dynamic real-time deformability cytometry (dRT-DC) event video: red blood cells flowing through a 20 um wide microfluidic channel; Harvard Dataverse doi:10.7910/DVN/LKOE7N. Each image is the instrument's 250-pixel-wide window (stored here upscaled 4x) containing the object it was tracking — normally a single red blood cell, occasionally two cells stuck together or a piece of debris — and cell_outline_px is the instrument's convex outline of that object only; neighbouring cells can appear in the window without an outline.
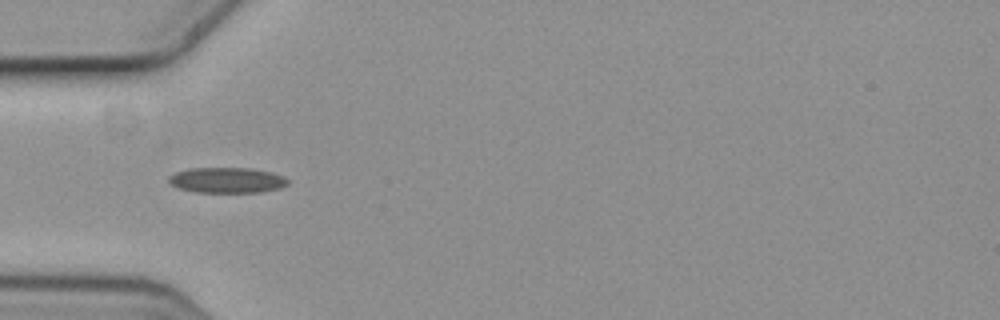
{"species": "common noctule bat (a hibernating species)", "species_latin": "Nyctalus noctula", "temperature_condition": "cold", "stored_images_in_passage": 8, "camera_frame_rate_fps": 3000, "um_per_image_px": 0.085, "animal": {"sex": "female", "body_mass_g": 19.3, "forearm_length_mm": 54.1}, "frame": {"image": 1, "passage_image": 5, "time_ms": 1.333, "image_size_px": [1000, 320], "cell_outline_px": [[288, 184], [280, 188], [264, 192], [196, 192], [180, 188], [172, 184], [168, 180], [168, 176], [176, 172], [192, 168], [252, 168], [272, 172], [284, 176], [288, 180]], "centroid_in_image_um": [19.34, 15.31], "position_along_channel_um": 65.7, "area_um2": 17.69}}
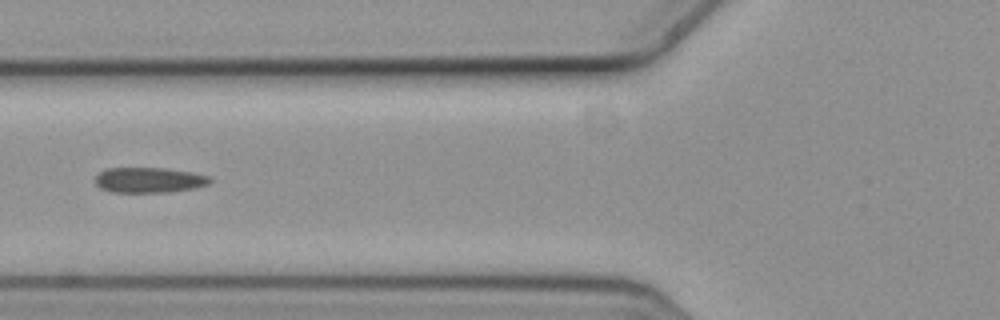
{"frame": {"image": 2, "passage_image": 6, "time_ms": 1.667, "image_size_px": [1000, 320], "cell_outline_px": [[212, 180], [208, 184], [196, 188], [172, 192], [112, 192], [100, 188], [96, 184], [96, 176], [104, 168], [164, 168], [192, 172], [212, 176]], "centroid_in_image_um": [12.71, 15.3], "position_along_channel_um": 113.1, "area_um2": 17.11}}